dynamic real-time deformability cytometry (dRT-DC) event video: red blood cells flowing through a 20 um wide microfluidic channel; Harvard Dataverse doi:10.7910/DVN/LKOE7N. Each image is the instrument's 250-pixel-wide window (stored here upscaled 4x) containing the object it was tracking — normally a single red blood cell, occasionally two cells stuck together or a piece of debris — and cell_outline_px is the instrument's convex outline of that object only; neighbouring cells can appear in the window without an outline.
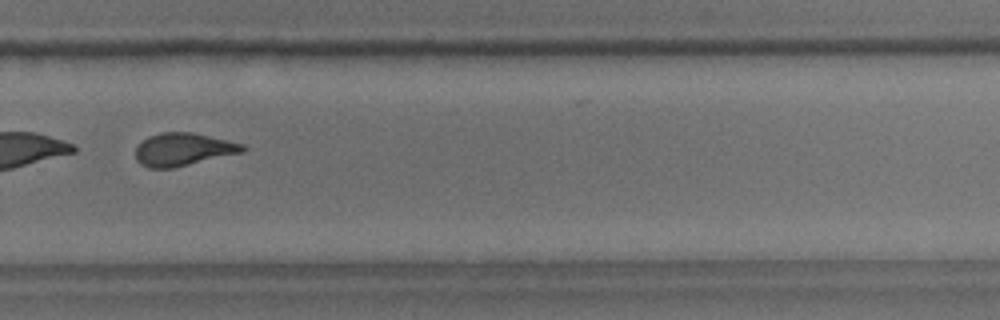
{"species": "common noctule bat (a hibernating species)", "species_latin": "Nyctalus noctula", "temperature_condition": "room temperature", "stored_images_in_passage": 39, "camera_frame_rate_fps": 3000, "um_per_image_px": 0.085, "animal": {"sex": "male", "body_mass_g": 18.8}, "frame": {"image": 1, "passage_image": 23, "time_ms": 7.333, "image_size_px": [1000, 320], "cell_outline_px": [[248, 148], [244, 152], [172, 168], [148, 168], [140, 164], [136, 160], [136, 144], [148, 136], [160, 132], [192, 132], [244, 144]], "centroid_in_image_um": [15.55, 12.69], "position_along_channel_um": 314.3, "area_um2": 20.63}, "authors_computed_cell_mechanics": {"area_um2": 21.1548, "velocity_mm_per_s": 3.6249, "shape_relaxation_time_tau1_ms": 10.1601, "shape_relaxation_time_tau2_ms": 2.1145, "deformation_change_tau1": 0.2352, "deformation_change_tau2": 0.0971}}